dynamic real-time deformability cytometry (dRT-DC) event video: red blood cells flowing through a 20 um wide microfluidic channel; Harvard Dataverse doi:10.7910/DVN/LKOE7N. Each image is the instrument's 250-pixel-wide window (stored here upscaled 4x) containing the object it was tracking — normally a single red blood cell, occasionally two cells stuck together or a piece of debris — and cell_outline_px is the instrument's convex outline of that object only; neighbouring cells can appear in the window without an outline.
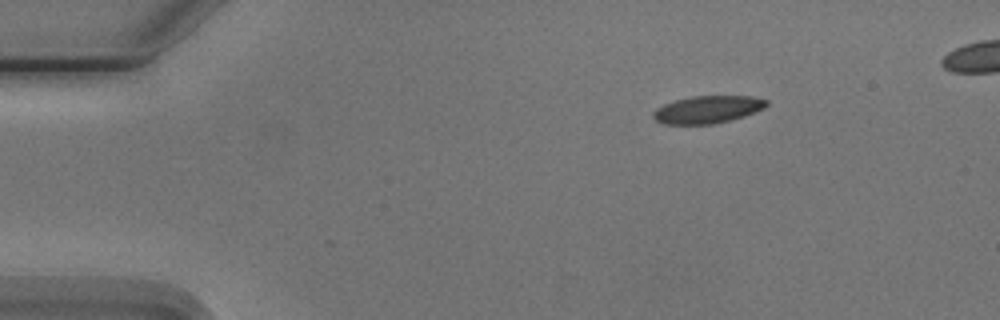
{"species": "Egyptian fruit bat (a non-hibernating species)", "species_latin": "Rousettus aegyptiacus", "temperature_condition": "cold", "stored_images_in_passage": 4, "camera_frame_rate_fps": 3000, "um_per_image_px": 0.085, "animal": {"sex": "male"}, "frame": {"image": 1, "passage_image": 1, "time_ms": 0.0, "image_size_px": [1000, 320], "cell_outline_px": [[768, 104], [764, 108], [744, 116], [712, 124], [664, 124], [656, 120], [652, 116], [652, 112], [656, 108], [664, 104], [676, 100], [692, 96], [752, 96], [768, 100]], "centroid_in_image_um": [60.13, 9.3], "position_along_channel_um": 24.9, "area_um2": 18.03}}